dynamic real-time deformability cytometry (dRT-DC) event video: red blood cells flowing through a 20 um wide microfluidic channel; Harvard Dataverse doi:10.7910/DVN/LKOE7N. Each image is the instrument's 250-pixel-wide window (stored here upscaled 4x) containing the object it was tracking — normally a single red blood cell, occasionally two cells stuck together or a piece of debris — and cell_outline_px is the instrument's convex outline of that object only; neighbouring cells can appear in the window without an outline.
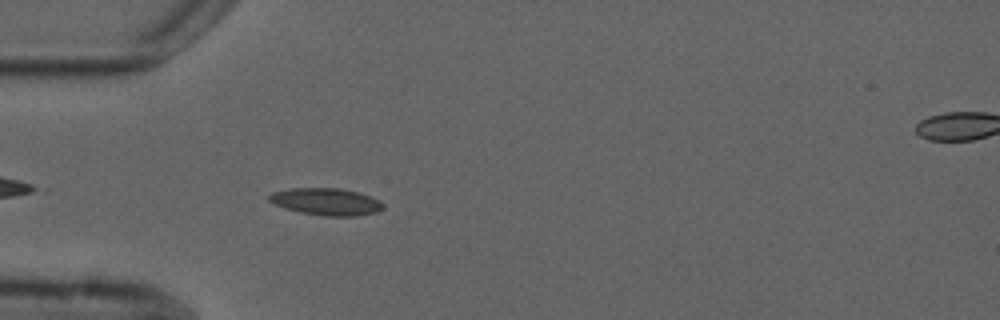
{"species": "common noctule bat (a hibernating species)", "species_latin": "Nyctalus noctula", "temperature_condition": "cold", "stored_images_in_passage": 4, "segment_of_instrument_passage": [1, 2], "camera_frame_rate_fps": 3000, "um_per_image_px": 0.085, "animal": {"sex": "male", "forearm_length_mm": 52.5}, "frame": {"image": 1, "passage_image": 3, "time_ms": 3.0, "image_size_px": [1000, 320], "cell_outline_px": [[384, 208], [376, 212], [356, 216], [324, 216], [300, 212], [276, 204], [268, 200], [268, 196], [272, 192], [292, 188], [340, 188], [360, 192], [380, 200], [384, 204]], "centroid_in_image_um": [27.78, 17.13], "position_along_channel_um": 57.2, "area_um2": 17.98}}